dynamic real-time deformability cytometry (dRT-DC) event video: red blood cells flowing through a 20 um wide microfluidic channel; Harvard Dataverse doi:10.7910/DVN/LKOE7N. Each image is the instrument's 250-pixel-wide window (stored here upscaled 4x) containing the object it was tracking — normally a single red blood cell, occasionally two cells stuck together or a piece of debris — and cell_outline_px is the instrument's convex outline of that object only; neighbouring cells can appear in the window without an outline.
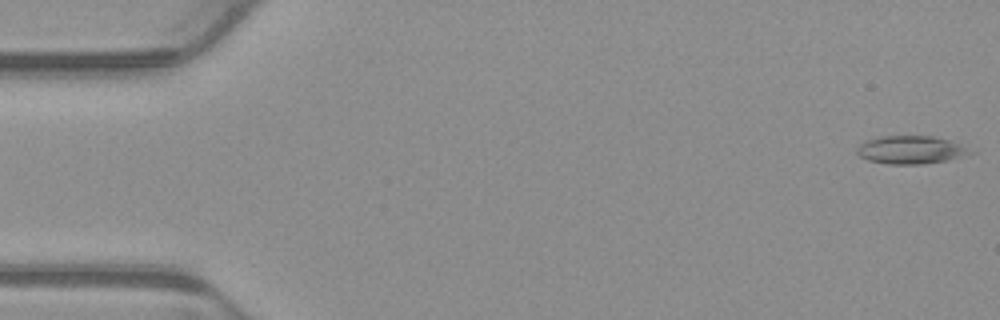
{"species": "common noctule bat (a hibernating species)", "species_latin": "Nyctalus noctula", "temperature_condition": "warm", "stored_images_in_passage": 4, "camera_frame_rate_fps": 3000, "um_per_image_px": 0.085, "animal": {"sex": "male", "body_mass_g": 23.1, "forearm_length_mm": 52.7}, "frame": {"image": 1, "passage_image": 1, "time_ms": 0.0, "image_size_px": [1000, 320], "cell_outline_px": [[976, 152], [948, 160], [920, 164], [888, 164], [868, 160], [860, 156], [856, 152], [856, 148], [864, 140], [876, 136], [932, 136], [948, 140]], "centroid_in_image_um": [77.35, 12.73], "position_along_channel_um": 7.7, "area_um2": 18.44}}
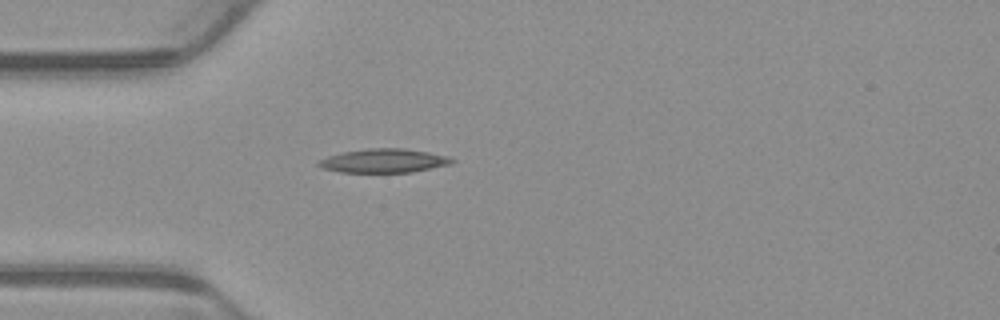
{"frame": {"image": 2, "passage_image": 4, "time_ms": 1.0, "image_size_px": [1000, 320], "cell_outline_px": [[456, 160], [452, 164], [412, 172], [340, 172], [320, 168], [316, 164], [320, 160], [328, 156], [344, 152], [368, 148], [404, 148], [452, 156]], "centroid_in_image_um": [32.67, 13.66], "position_along_channel_um": 52.3, "area_um2": 18.67}}